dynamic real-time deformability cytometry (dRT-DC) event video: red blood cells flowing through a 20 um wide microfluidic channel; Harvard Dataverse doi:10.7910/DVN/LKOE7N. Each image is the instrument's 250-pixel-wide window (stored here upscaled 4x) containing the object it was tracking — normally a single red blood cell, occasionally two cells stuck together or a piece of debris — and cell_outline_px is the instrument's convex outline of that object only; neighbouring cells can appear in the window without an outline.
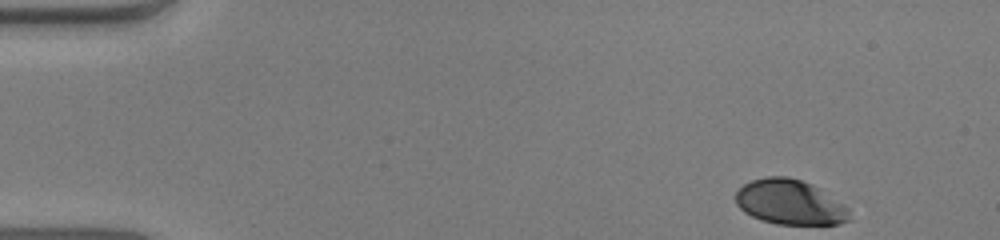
{"species": "human", "species_latin": "Homo sapiens", "temperature_condition": "warm", "stored_images_in_passage": 49, "camera_frame_rate_fps": 3000, "um_per_image_px": 0.085, "donor": {"sex": "male"}, "frame": {"image": 1, "passage_image": 1, "time_ms": 0.0, "image_size_px": [1000, 240], "cell_outline_px": [[852, 220], [840, 224], [776, 224], [752, 216], [744, 212], [736, 204], [736, 192], [744, 184], [752, 180], [764, 176], [788, 176], [812, 184], [844, 204], [848, 208]], "centroid_in_image_um": [67.16, 17.19], "position_along_channel_um": 17.8, "area_um2": 29.82}}
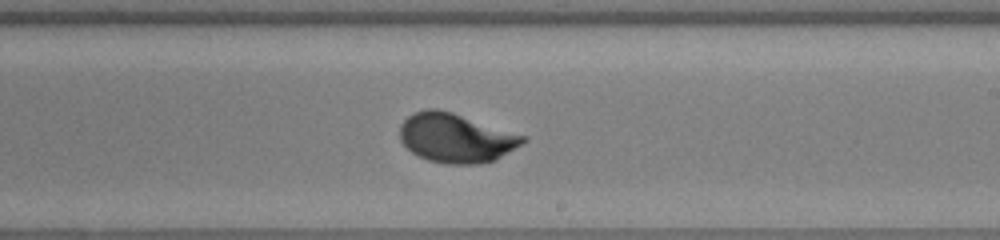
{"frame": {"image": 2, "passage_image": 28, "time_ms": 9.0, "image_size_px": [1000, 240], "cell_outline_px": [[528, 140], [496, 160], [476, 164], [444, 164], [428, 160], [412, 152], [400, 140], [400, 124], [408, 116], [416, 112], [428, 108], [436, 108], [452, 112], [528, 136]], "centroid_in_image_um": [38.78, 11.72], "position_along_channel_um": 250.2, "area_um2": 35.32}}
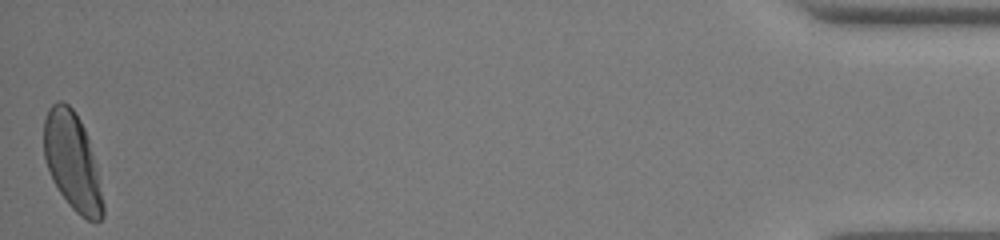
{"frame": {"image": 3, "passage_image": 49, "time_ms": 16.0, "image_size_px": [1000, 240], "cell_outline_px": [[104, 216], [96, 224], [80, 216], [68, 204], [52, 180], [44, 156], [44, 120], [48, 108], [56, 100], [60, 100], [68, 104], [72, 108], [80, 120], [84, 128], [96, 164], [104, 204]], "centroid_in_image_um": [6.15, 13.75], "position_along_channel_um": 429.0, "area_um2": 33.64}, "authors_computed_cell_mechanics": {"area_um2": 33.6396, "velocity_mm_per_s": 3.884, "shape_relaxation_time_tau1_ms": 2.4864, "shape_relaxation_time_tau2_ms": null, "deformation_change_tau1": 0.1661, "deformation_change_tau2": null}}